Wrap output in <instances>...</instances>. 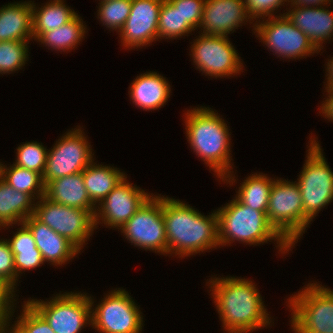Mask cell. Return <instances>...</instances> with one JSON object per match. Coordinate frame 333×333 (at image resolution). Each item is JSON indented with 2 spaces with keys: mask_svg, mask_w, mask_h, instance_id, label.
Instances as JSON below:
<instances>
[{
  "mask_svg": "<svg viewBox=\"0 0 333 333\" xmlns=\"http://www.w3.org/2000/svg\"><path fill=\"white\" fill-rule=\"evenodd\" d=\"M10 321H8L1 329L0 333H28L17 321L14 325L9 327ZM10 329V330H9ZM9 330V331H8Z\"/></svg>",
  "mask_w": 333,
  "mask_h": 333,
  "instance_id": "cell-41",
  "label": "cell"
},
{
  "mask_svg": "<svg viewBox=\"0 0 333 333\" xmlns=\"http://www.w3.org/2000/svg\"><path fill=\"white\" fill-rule=\"evenodd\" d=\"M167 254L188 257L219 247L217 212L205 216L181 200L163 196Z\"/></svg>",
  "mask_w": 333,
  "mask_h": 333,
  "instance_id": "cell-2",
  "label": "cell"
},
{
  "mask_svg": "<svg viewBox=\"0 0 333 333\" xmlns=\"http://www.w3.org/2000/svg\"><path fill=\"white\" fill-rule=\"evenodd\" d=\"M129 97L136 107L145 111L156 110L166 104L171 93L168 80L157 72H146L131 83Z\"/></svg>",
  "mask_w": 333,
  "mask_h": 333,
  "instance_id": "cell-20",
  "label": "cell"
},
{
  "mask_svg": "<svg viewBox=\"0 0 333 333\" xmlns=\"http://www.w3.org/2000/svg\"><path fill=\"white\" fill-rule=\"evenodd\" d=\"M94 308L91 309V327L98 332L141 333L142 312L125 289L112 290Z\"/></svg>",
  "mask_w": 333,
  "mask_h": 333,
  "instance_id": "cell-10",
  "label": "cell"
},
{
  "mask_svg": "<svg viewBox=\"0 0 333 333\" xmlns=\"http://www.w3.org/2000/svg\"><path fill=\"white\" fill-rule=\"evenodd\" d=\"M14 289L5 279L0 276V291H14Z\"/></svg>",
  "mask_w": 333,
  "mask_h": 333,
  "instance_id": "cell-43",
  "label": "cell"
},
{
  "mask_svg": "<svg viewBox=\"0 0 333 333\" xmlns=\"http://www.w3.org/2000/svg\"><path fill=\"white\" fill-rule=\"evenodd\" d=\"M288 298L295 333H333V290L309 283Z\"/></svg>",
  "mask_w": 333,
  "mask_h": 333,
  "instance_id": "cell-6",
  "label": "cell"
},
{
  "mask_svg": "<svg viewBox=\"0 0 333 333\" xmlns=\"http://www.w3.org/2000/svg\"><path fill=\"white\" fill-rule=\"evenodd\" d=\"M290 6L284 14L294 26L308 36L314 47L321 51L325 40H330L333 36V11L323 6Z\"/></svg>",
  "mask_w": 333,
  "mask_h": 333,
  "instance_id": "cell-19",
  "label": "cell"
},
{
  "mask_svg": "<svg viewBox=\"0 0 333 333\" xmlns=\"http://www.w3.org/2000/svg\"><path fill=\"white\" fill-rule=\"evenodd\" d=\"M290 5L303 6V7H317V6H328L330 5L329 0H288Z\"/></svg>",
  "mask_w": 333,
  "mask_h": 333,
  "instance_id": "cell-40",
  "label": "cell"
},
{
  "mask_svg": "<svg viewBox=\"0 0 333 333\" xmlns=\"http://www.w3.org/2000/svg\"><path fill=\"white\" fill-rule=\"evenodd\" d=\"M244 2L250 18L253 22L255 20V22H257L261 17L262 19H264V17L265 19L266 17H274L273 12L278 10L282 5L284 6V2H288V0H244Z\"/></svg>",
  "mask_w": 333,
  "mask_h": 333,
  "instance_id": "cell-36",
  "label": "cell"
},
{
  "mask_svg": "<svg viewBox=\"0 0 333 333\" xmlns=\"http://www.w3.org/2000/svg\"><path fill=\"white\" fill-rule=\"evenodd\" d=\"M34 201L29 194L15 190L0 177V228L23 223L34 214Z\"/></svg>",
  "mask_w": 333,
  "mask_h": 333,
  "instance_id": "cell-23",
  "label": "cell"
},
{
  "mask_svg": "<svg viewBox=\"0 0 333 333\" xmlns=\"http://www.w3.org/2000/svg\"><path fill=\"white\" fill-rule=\"evenodd\" d=\"M151 195L128 183L125 177L99 204L95 212V227L101 221L118 230L135 214Z\"/></svg>",
  "mask_w": 333,
  "mask_h": 333,
  "instance_id": "cell-15",
  "label": "cell"
},
{
  "mask_svg": "<svg viewBox=\"0 0 333 333\" xmlns=\"http://www.w3.org/2000/svg\"><path fill=\"white\" fill-rule=\"evenodd\" d=\"M210 279L207 283L227 333H249L272 323L252 280L231 276Z\"/></svg>",
  "mask_w": 333,
  "mask_h": 333,
  "instance_id": "cell-1",
  "label": "cell"
},
{
  "mask_svg": "<svg viewBox=\"0 0 333 333\" xmlns=\"http://www.w3.org/2000/svg\"><path fill=\"white\" fill-rule=\"evenodd\" d=\"M0 276L14 289L16 288V269L14 254L7 239H0Z\"/></svg>",
  "mask_w": 333,
  "mask_h": 333,
  "instance_id": "cell-37",
  "label": "cell"
},
{
  "mask_svg": "<svg viewBox=\"0 0 333 333\" xmlns=\"http://www.w3.org/2000/svg\"><path fill=\"white\" fill-rule=\"evenodd\" d=\"M22 307V313L16 321L28 333H55L44 317L28 301H24Z\"/></svg>",
  "mask_w": 333,
  "mask_h": 333,
  "instance_id": "cell-34",
  "label": "cell"
},
{
  "mask_svg": "<svg viewBox=\"0 0 333 333\" xmlns=\"http://www.w3.org/2000/svg\"><path fill=\"white\" fill-rule=\"evenodd\" d=\"M266 215L274 229L293 247L305 232V213L296 181L274 179Z\"/></svg>",
  "mask_w": 333,
  "mask_h": 333,
  "instance_id": "cell-7",
  "label": "cell"
},
{
  "mask_svg": "<svg viewBox=\"0 0 333 333\" xmlns=\"http://www.w3.org/2000/svg\"><path fill=\"white\" fill-rule=\"evenodd\" d=\"M192 31L194 30L184 22L179 9L169 0H163L158 21V39H178Z\"/></svg>",
  "mask_w": 333,
  "mask_h": 333,
  "instance_id": "cell-30",
  "label": "cell"
},
{
  "mask_svg": "<svg viewBox=\"0 0 333 333\" xmlns=\"http://www.w3.org/2000/svg\"><path fill=\"white\" fill-rule=\"evenodd\" d=\"M78 128L68 130L56 141L53 148L48 150L42 175L44 185L51 180L80 173L94 161L93 149L83 130Z\"/></svg>",
  "mask_w": 333,
  "mask_h": 333,
  "instance_id": "cell-12",
  "label": "cell"
},
{
  "mask_svg": "<svg viewBox=\"0 0 333 333\" xmlns=\"http://www.w3.org/2000/svg\"><path fill=\"white\" fill-rule=\"evenodd\" d=\"M86 26L80 15H76L68 23L58 29L44 32L37 40L56 51H70L85 37Z\"/></svg>",
  "mask_w": 333,
  "mask_h": 333,
  "instance_id": "cell-28",
  "label": "cell"
},
{
  "mask_svg": "<svg viewBox=\"0 0 333 333\" xmlns=\"http://www.w3.org/2000/svg\"><path fill=\"white\" fill-rule=\"evenodd\" d=\"M315 139H309L307 159L297 179L305 213V230L319 211L333 200V172Z\"/></svg>",
  "mask_w": 333,
  "mask_h": 333,
  "instance_id": "cell-5",
  "label": "cell"
},
{
  "mask_svg": "<svg viewBox=\"0 0 333 333\" xmlns=\"http://www.w3.org/2000/svg\"><path fill=\"white\" fill-rule=\"evenodd\" d=\"M193 30L200 26L205 0H169Z\"/></svg>",
  "mask_w": 333,
  "mask_h": 333,
  "instance_id": "cell-35",
  "label": "cell"
},
{
  "mask_svg": "<svg viewBox=\"0 0 333 333\" xmlns=\"http://www.w3.org/2000/svg\"><path fill=\"white\" fill-rule=\"evenodd\" d=\"M162 2L163 0H132L130 15L119 31L122 46L135 49L158 40Z\"/></svg>",
  "mask_w": 333,
  "mask_h": 333,
  "instance_id": "cell-16",
  "label": "cell"
},
{
  "mask_svg": "<svg viewBox=\"0 0 333 333\" xmlns=\"http://www.w3.org/2000/svg\"><path fill=\"white\" fill-rule=\"evenodd\" d=\"M35 6L32 2L33 38L36 41L44 32L58 29L77 15L64 4V0H50L41 7Z\"/></svg>",
  "mask_w": 333,
  "mask_h": 333,
  "instance_id": "cell-25",
  "label": "cell"
},
{
  "mask_svg": "<svg viewBox=\"0 0 333 333\" xmlns=\"http://www.w3.org/2000/svg\"><path fill=\"white\" fill-rule=\"evenodd\" d=\"M277 16L264 19L266 21L259 20L252 26L254 33L275 55L296 59L319 53L308 36L294 26L284 13Z\"/></svg>",
  "mask_w": 333,
  "mask_h": 333,
  "instance_id": "cell-13",
  "label": "cell"
},
{
  "mask_svg": "<svg viewBox=\"0 0 333 333\" xmlns=\"http://www.w3.org/2000/svg\"><path fill=\"white\" fill-rule=\"evenodd\" d=\"M193 62L211 77H231L243 72V63L227 36L199 34L191 45Z\"/></svg>",
  "mask_w": 333,
  "mask_h": 333,
  "instance_id": "cell-14",
  "label": "cell"
},
{
  "mask_svg": "<svg viewBox=\"0 0 333 333\" xmlns=\"http://www.w3.org/2000/svg\"><path fill=\"white\" fill-rule=\"evenodd\" d=\"M16 291H0V329L12 318L14 314V299Z\"/></svg>",
  "mask_w": 333,
  "mask_h": 333,
  "instance_id": "cell-38",
  "label": "cell"
},
{
  "mask_svg": "<svg viewBox=\"0 0 333 333\" xmlns=\"http://www.w3.org/2000/svg\"><path fill=\"white\" fill-rule=\"evenodd\" d=\"M17 230L11 240L8 239L11 251L14 254L16 285L22 271L35 269L44 263L42 254L37 248L30 230L23 223L20 224V228Z\"/></svg>",
  "mask_w": 333,
  "mask_h": 333,
  "instance_id": "cell-26",
  "label": "cell"
},
{
  "mask_svg": "<svg viewBox=\"0 0 333 333\" xmlns=\"http://www.w3.org/2000/svg\"><path fill=\"white\" fill-rule=\"evenodd\" d=\"M23 224L32 233L44 262L49 261L54 266H62V264L64 265L80 253V250L66 237L53 231L34 215H30L25 219Z\"/></svg>",
  "mask_w": 333,
  "mask_h": 333,
  "instance_id": "cell-18",
  "label": "cell"
},
{
  "mask_svg": "<svg viewBox=\"0 0 333 333\" xmlns=\"http://www.w3.org/2000/svg\"><path fill=\"white\" fill-rule=\"evenodd\" d=\"M257 173L243 180L234 198L240 203L266 214L274 180L266 174Z\"/></svg>",
  "mask_w": 333,
  "mask_h": 333,
  "instance_id": "cell-27",
  "label": "cell"
},
{
  "mask_svg": "<svg viewBox=\"0 0 333 333\" xmlns=\"http://www.w3.org/2000/svg\"><path fill=\"white\" fill-rule=\"evenodd\" d=\"M120 229L136 247L167 255L163 196L151 194Z\"/></svg>",
  "mask_w": 333,
  "mask_h": 333,
  "instance_id": "cell-11",
  "label": "cell"
},
{
  "mask_svg": "<svg viewBox=\"0 0 333 333\" xmlns=\"http://www.w3.org/2000/svg\"><path fill=\"white\" fill-rule=\"evenodd\" d=\"M188 143L211 170L225 183L233 184L229 127L210 107H196L185 113Z\"/></svg>",
  "mask_w": 333,
  "mask_h": 333,
  "instance_id": "cell-3",
  "label": "cell"
},
{
  "mask_svg": "<svg viewBox=\"0 0 333 333\" xmlns=\"http://www.w3.org/2000/svg\"><path fill=\"white\" fill-rule=\"evenodd\" d=\"M216 212L218 241L221 246L230 245L232 241L257 245L274 240L277 241L281 254L293 248L269 223L264 212L246 206L236 198L217 209Z\"/></svg>",
  "mask_w": 333,
  "mask_h": 333,
  "instance_id": "cell-4",
  "label": "cell"
},
{
  "mask_svg": "<svg viewBox=\"0 0 333 333\" xmlns=\"http://www.w3.org/2000/svg\"><path fill=\"white\" fill-rule=\"evenodd\" d=\"M327 67L326 68V79H327V83H326V87L325 88H332L333 87V57L331 59L328 60L327 62Z\"/></svg>",
  "mask_w": 333,
  "mask_h": 333,
  "instance_id": "cell-42",
  "label": "cell"
},
{
  "mask_svg": "<svg viewBox=\"0 0 333 333\" xmlns=\"http://www.w3.org/2000/svg\"><path fill=\"white\" fill-rule=\"evenodd\" d=\"M30 41L0 42V74L18 71L28 61V44Z\"/></svg>",
  "mask_w": 333,
  "mask_h": 333,
  "instance_id": "cell-31",
  "label": "cell"
},
{
  "mask_svg": "<svg viewBox=\"0 0 333 333\" xmlns=\"http://www.w3.org/2000/svg\"><path fill=\"white\" fill-rule=\"evenodd\" d=\"M47 150L37 141L25 142L17 147V158L13 164L38 172L42 176L47 161Z\"/></svg>",
  "mask_w": 333,
  "mask_h": 333,
  "instance_id": "cell-33",
  "label": "cell"
},
{
  "mask_svg": "<svg viewBox=\"0 0 333 333\" xmlns=\"http://www.w3.org/2000/svg\"><path fill=\"white\" fill-rule=\"evenodd\" d=\"M0 177L15 190L29 194L35 201L45 196V185L38 172L14 164L7 167L0 162Z\"/></svg>",
  "mask_w": 333,
  "mask_h": 333,
  "instance_id": "cell-29",
  "label": "cell"
},
{
  "mask_svg": "<svg viewBox=\"0 0 333 333\" xmlns=\"http://www.w3.org/2000/svg\"><path fill=\"white\" fill-rule=\"evenodd\" d=\"M99 4L97 18L108 29L119 32L130 15L132 0H103Z\"/></svg>",
  "mask_w": 333,
  "mask_h": 333,
  "instance_id": "cell-32",
  "label": "cell"
},
{
  "mask_svg": "<svg viewBox=\"0 0 333 333\" xmlns=\"http://www.w3.org/2000/svg\"><path fill=\"white\" fill-rule=\"evenodd\" d=\"M247 21L253 23L244 0H205L199 29L201 34L228 37Z\"/></svg>",
  "mask_w": 333,
  "mask_h": 333,
  "instance_id": "cell-17",
  "label": "cell"
},
{
  "mask_svg": "<svg viewBox=\"0 0 333 333\" xmlns=\"http://www.w3.org/2000/svg\"><path fill=\"white\" fill-rule=\"evenodd\" d=\"M95 212L96 209L72 208L58 204L43 196L35 202L33 215L81 250L96 228Z\"/></svg>",
  "mask_w": 333,
  "mask_h": 333,
  "instance_id": "cell-9",
  "label": "cell"
},
{
  "mask_svg": "<svg viewBox=\"0 0 333 333\" xmlns=\"http://www.w3.org/2000/svg\"><path fill=\"white\" fill-rule=\"evenodd\" d=\"M328 93L327 99L323 101L322 105L320 106V112L325 116L324 118L330 119L329 121L333 120V87L332 88H325Z\"/></svg>",
  "mask_w": 333,
  "mask_h": 333,
  "instance_id": "cell-39",
  "label": "cell"
},
{
  "mask_svg": "<svg viewBox=\"0 0 333 333\" xmlns=\"http://www.w3.org/2000/svg\"><path fill=\"white\" fill-rule=\"evenodd\" d=\"M90 200L97 206L127 176L115 167L92 162L83 171Z\"/></svg>",
  "mask_w": 333,
  "mask_h": 333,
  "instance_id": "cell-24",
  "label": "cell"
},
{
  "mask_svg": "<svg viewBox=\"0 0 333 333\" xmlns=\"http://www.w3.org/2000/svg\"><path fill=\"white\" fill-rule=\"evenodd\" d=\"M45 197L52 202L72 208L96 209L85 188L82 172L49 181Z\"/></svg>",
  "mask_w": 333,
  "mask_h": 333,
  "instance_id": "cell-22",
  "label": "cell"
},
{
  "mask_svg": "<svg viewBox=\"0 0 333 333\" xmlns=\"http://www.w3.org/2000/svg\"><path fill=\"white\" fill-rule=\"evenodd\" d=\"M93 300L87 293L65 292L54 295L50 301H27L44 317L55 333H80L85 325L92 324Z\"/></svg>",
  "mask_w": 333,
  "mask_h": 333,
  "instance_id": "cell-8",
  "label": "cell"
},
{
  "mask_svg": "<svg viewBox=\"0 0 333 333\" xmlns=\"http://www.w3.org/2000/svg\"><path fill=\"white\" fill-rule=\"evenodd\" d=\"M32 2H14L0 8V42L33 39Z\"/></svg>",
  "mask_w": 333,
  "mask_h": 333,
  "instance_id": "cell-21",
  "label": "cell"
}]
</instances>
